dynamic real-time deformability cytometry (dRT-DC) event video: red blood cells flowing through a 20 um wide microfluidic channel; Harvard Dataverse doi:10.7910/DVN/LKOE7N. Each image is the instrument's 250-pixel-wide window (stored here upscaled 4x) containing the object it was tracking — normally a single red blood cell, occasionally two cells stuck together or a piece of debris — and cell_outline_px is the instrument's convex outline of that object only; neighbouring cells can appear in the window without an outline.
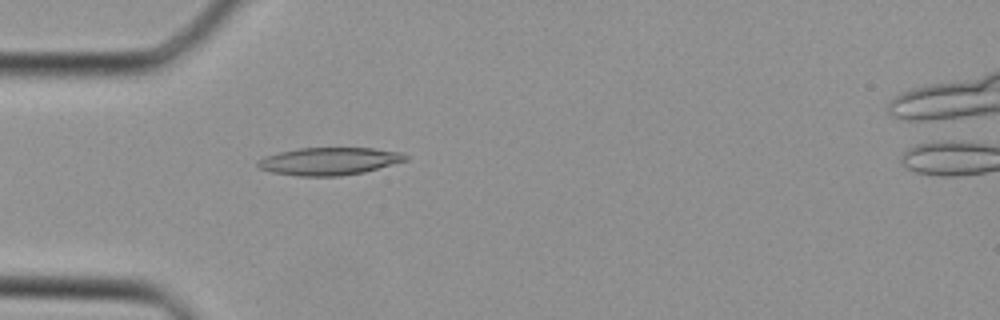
{"species": "Egyptian fruit bat (a non-hibernating species)", "species_latin": "Rousettus aegyptiacus", "temperature_condition": "cold", "stored_images_in_passage": 29, "camera_frame_rate_fps": 3000, "um_per_image_px": 0.085, "animal": {"sex": "female"}, "frame": {"image": 1, "passage_image": 2, "time_ms": 0.333, "image_size_px": [1000, 320], "cell_outline_px": [[408, 160], [364, 172], [340, 176], [296, 176], [272, 172], [260, 168], [256, 164], [256, 160], [264, 156], [280, 152], [300, 148], [372, 148], [400, 152], [408, 156]], "centroid_in_image_um": [27.96, 13.7], "position_along_channel_um": 57.0, "area_um2": 23.76}}
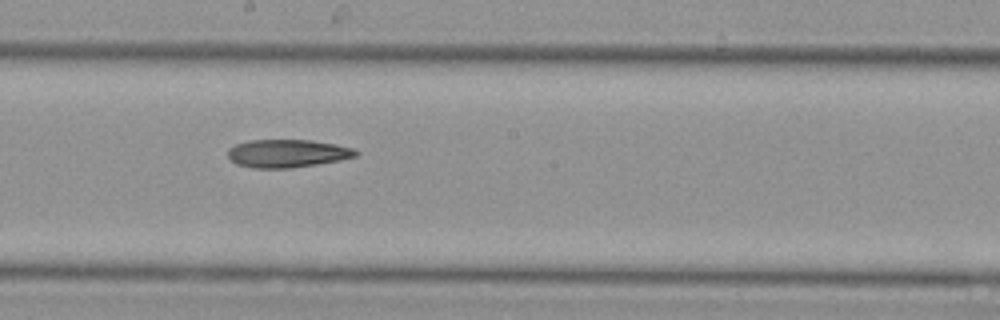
{"frame": {"image": 2, "passage_image": 12, "time_ms": 3.667, "image_size_px": [1000, 320], "cell_outline_px": [[360, 152], [356, 156], [340, 160], [316, 164], [288, 168], [252, 168], [236, 164], [228, 156], [228, 148], [236, 144], [248, 140], [312, 140], [336, 144], [352, 148]], "centroid_in_image_um": [24.41, 13.03], "position_along_channel_um": 223.8, "area_um2": 20.87}}
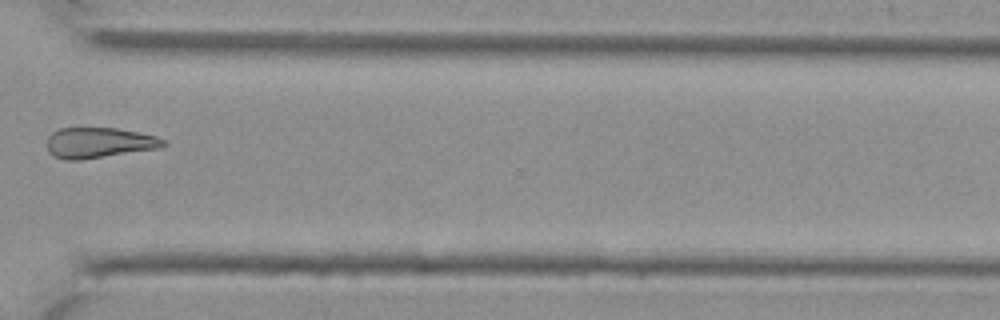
{"frame": {"image": 3, "passage_image": 20, "time_ms": 6.333, "image_size_px": [1000, 320], "cell_outline_px": [[168, 144], [160, 148], [84, 160], [64, 160], [48, 152], [48, 136], [52, 132], [60, 128], [116, 128], [156, 136], [164, 140]], "centroid_in_image_um": [8.42, 12.14], "position_along_channel_um": 362.2, "area_um2": 20.75}}